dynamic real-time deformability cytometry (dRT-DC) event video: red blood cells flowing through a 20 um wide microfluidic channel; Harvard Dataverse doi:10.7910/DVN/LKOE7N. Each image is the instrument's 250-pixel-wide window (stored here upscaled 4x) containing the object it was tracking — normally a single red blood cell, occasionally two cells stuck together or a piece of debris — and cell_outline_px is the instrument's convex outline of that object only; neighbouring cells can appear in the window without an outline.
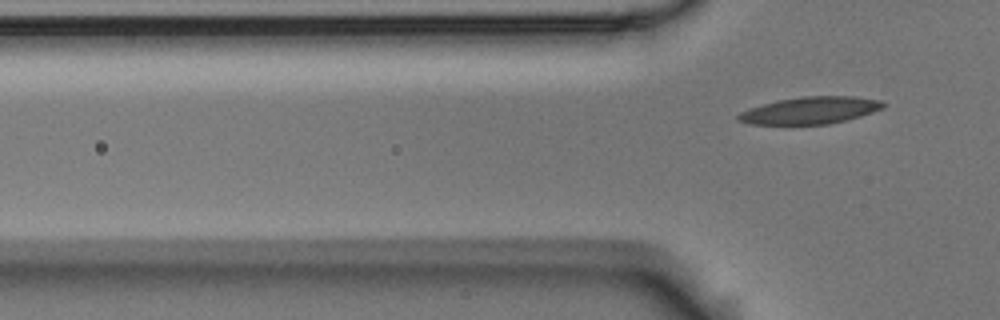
{"species": "Egyptian fruit bat (a non-hibernating species)", "species_latin": "Rousettus aegyptiacus", "temperature_condition": "room temperature", "stored_images_in_passage": 6, "camera_frame_rate_fps": 3000, "um_per_image_px": 0.085, "animal": {"sex": "male"}, "frame": {"image": 1, "passage_image": 6, "time_ms": 1.667, "image_size_px": [1000, 320], "cell_outline_px": [[888, 104], [884, 108], [860, 116], [828, 124], [752, 124], [736, 120], [736, 116], [740, 112], [748, 108], [780, 100], [804, 96], [856, 96], [880, 100]], "centroid_in_image_um": [68.89, 9.37], "position_along_channel_um": 56.9, "area_um2": 22.77}}